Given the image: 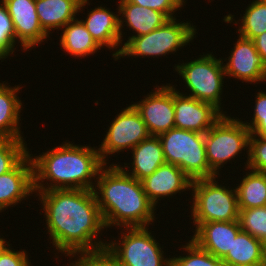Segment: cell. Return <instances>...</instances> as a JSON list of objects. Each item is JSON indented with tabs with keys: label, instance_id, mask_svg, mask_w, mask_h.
<instances>
[{
	"label": "cell",
	"instance_id": "1",
	"mask_svg": "<svg viewBox=\"0 0 266 266\" xmlns=\"http://www.w3.org/2000/svg\"><path fill=\"white\" fill-rule=\"evenodd\" d=\"M38 195L49 235L57 250L74 257L106 247L107 243L94 239L105 225L93 190L53 189L39 191Z\"/></svg>",
	"mask_w": 266,
	"mask_h": 266
},
{
	"label": "cell",
	"instance_id": "30",
	"mask_svg": "<svg viewBox=\"0 0 266 266\" xmlns=\"http://www.w3.org/2000/svg\"><path fill=\"white\" fill-rule=\"evenodd\" d=\"M250 135L247 167L253 171L266 173V136Z\"/></svg>",
	"mask_w": 266,
	"mask_h": 266
},
{
	"label": "cell",
	"instance_id": "22",
	"mask_svg": "<svg viewBox=\"0 0 266 266\" xmlns=\"http://www.w3.org/2000/svg\"><path fill=\"white\" fill-rule=\"evenodd\" d=\"M263 248L264 243L259 239L240 231L222 261L225 266H262Z\"/></svg>",
	"mask_w": 266,
	"mask_h": 266
},
{
	"label": "cell",
	"instance_id": "7",
	"mask_svg": "<svg viewBox=\"0 0 266 266\" xmlns=\"http://www.w3.org/2000/svg\"><path fill=\"white\" fill-rule=\"evenodd\" d=\"M250 134L244 122L225 114L204 134L206 159L216 175L223 163L249 146Z\"/></svg>",
	"mask_w": 266,
	"mask_h": 266
},
{
	"label": "cell",
	"instance_id": "9",
	"mask_svg": "<svg viewBox=\"0 0 266 266\" xmlns=\"http://www.w3.org/2000/svg\"><path fill=\"white\" fill-rule=\"evenodd\" d=\"M146 228H126L129 232L123 233L120 244L106 245L121 266H170V258L164 259L161 247Z\"/></svg>",
	"mask_w": 266,
	"mask_h": 266
},
{
	"label": "cell",
	"instance_id": "29",
	"mask_svg": "<svg viewBox=\"0 0 266 266\" xmlns=\"http://www.w3.org/2000/svg\"><path fill=\"white\" fill-rule=\"evenodd\" d=\"M23 139L0 140V175L12 170L29 152Z\"/></svg>",
	"mask_w": 266,
	"mask_h": 266
},
{
	"label": "cell",
	"instance_id": "26",
	"mask_svg": "<svg viewBox=\"0 0 266 266\" xmlns=\"http://www.w3.org/2000/svg\"><path fill=\"white\" fill-rule=\"evenodd\" d=\"M241 20L238 32L243 38L253 40L266 32V0L253 1Z\"/></svg>",
	"mask_w": 266,
	"mask_h": 266
},
{
	"label": "cell",
	"instance_id": "23",
	"mask_svg": "<svg viewBox=\"0 0 266 266\" xmlns=\"http://www.w3.org/2000/svg\"><path fill=\"white\" fill-rule=\"evenodd\" d=\"M118 10V13L124 16L127 27L136 31L137 34L132 37L150 33L170 20L160 11L144 8L127 0H120Z\"/></svg>",
	"mask_w": 266,
	"mask_h": 266
},
{
	"label": "cell",
	"instance_id": "33",
	"mask_svg": "<svg viewBox=\"0 0 266 266\" xmlns=\"http://www.w3.org/2000/svg\"><path fill=\"white\" fill-rule=\"evenodd\" d=\"M255 103L252 124H244L250 130V135L266 136V92H258Z\"/></svg>",
	"mask_w": 266,
	"mask_h": 266
},
{
	"label": "cell",
	"instance_id": "39",
	"mask_svg": "<svg viewBox=\"0 0 266 266\" xmlns=\"http://www.w3.org/2000/svg\"><path fill=\"white\" fill-rule=\"evenodd\" d=\"M75 263H70V266H80L76 261H74ZM72 264V265H71Z\"/></svg>",
	"mask_w": 266,
	"mask_h": 266
},
{
	"label": "cell",
	"instance_id": "8",
	"mask_svg": "<svg viewBox=\"0 0 266 266\" xmlns=\"http://www.w3.org/2000/svg\"><path fill=\"white\" fill-rule=\"evenodd\" d=\"M222 62V59L207 53L194 61L174 67L192 92L189 96L220 110L223 78L226 75Z\"/></svg>",
	"mask_w": 266,
	"mask_h": 266
},
{
	"label": "cell",
	"instance_id": "40",
	"mask_svg": "<svg viewBox=\"0 0 266 266\" xmlns=\"http://www.w3.org/2000/svg\"><path fill=\"white\" fill-rule=\"evenodd\" d=\"M182 5H185V4H183V3H185L184 2V0H178Z\"/></svg>",
	"mask_w": 266,
	"mask_h": 266
},
{
	"label": "cell",
	"instance_id": "10",
	"mask_svg": "<svg viewBox=\"0 0 266 266\" xmlns=\"http://www.w3.org/2000/svg\"><path fill=\"white\" fill-rule=\"evenodd\" d=\"M149 136L140 113L133 105H130L122 110L111 123L105 139L98 149L100 157L107 164L106 155L123 151L126 148L133 149Z\"/></svg>",
	"mask_w": 266,
	"mask_h": 266
},
{
	"label": "cell",
	"instance_id": "32",
	"mask_svg": "<svg viewBox=\"0 0 266 266\" xmlns=\"http://www.w3.org/2000/svg\"><path fill=\"white\" fill-rule=\"evenodd\" d=\"M80 254L82 257L76 261L80 266H121L107 247Z\"/></svg>",
	"mask_w": 266,
	"mask_h": 266
},
{
	"label": "cell",
	"instance_id": "16",
	"mask_svg": "<svg viewBox=\"0 0 266 266\" xmlns=\"http://www.w3.org/2000/svg\"><path fill=\"white\" fill-rule=\"evenodd\" d=\"M195 229L191 240L219 259H223L231 250L233 239L241 231L238 220L201 223Z\"/></svg>",
	"mask_w": 266,
	"mask_h": 266
},
{
	"label": "cell",
	"instance_id": "13",
	"mask_svg": "<svg viewBox=\"0 0 266 266\" xmlns=\"http://www.w3.org/2000/svg\"><path fill=\"white\" fill-rule=\"evenodd\" d=\"M1 3L12 20L14 42L19 39L23 50L33 48L48 37L39 23L36 0H2Z\"/></svg>",
	"mask_w": 266,
	"mask_h": 266
},
{
	"label": "cell",
	"instance_id": "2",
	"mask_svg": "<svg viewBox=\"0 0 266 266\" xmlns=\"http://www.w3.org/2000/svg\"><path fill=\"white\" fill-rule=\"evenodd\" d=\"M105 167L97 177L100 192L93 190L105 227H148L155 217V205L146 196L142 182L126 174L120 165Z\"/></svg>",
	"mask_w": 266,
	"mask_h": 266
},
{
	"label": "cell",
	"instance_id": "14",
	"mask_svg": "<svg viewBox=\"0 0 266 266\" xmlns=\"http://www.w3.org/2000/svg\"><path fill=\"white\" fill-rule=\"evenodd\" d=\"M228 61L224 65L227 76L250 83L266 81V64L257 52L253 40L239 36Z\"/></svg>",
	"mask_w": 266,
	"mask_h": 266
},
{
	"label": "cell",
	"instance_id": "25",
	"mask_svg": "<svg viewBox=\"0 0 266 266\" xmlns=\"http://www.w3.org/2000/svg\"><path fill=\"white\" fill-rule=\"evenodd\" d=\"M236 187L239 209L266 206V173L251 170Z\"/></svg>",
	"mask_w": 266,
	"mask_h": 266
},
{
	"label": "cell",
	"instance_id": "20",
	"mask_svg": "<svg viewBox=\"0 0 266 266\" xmlns=\"http://www.w3.org/2000/svg\"><path fill=\"white\" fill-rule=\"evenodd\" d=\"M132 172L120 167L126 174L141 181L165 164L162 143L158 136H149L132 149Z\"/></svg>",
	"mask_w": 266,
	"mask_h": 266
},
{
	"label": "cell",
	"instance_id": "35",
	"mask_svg": "<svg viewBox=\"0 0 266 266\" xmlns=\"http://www.w3.org/2000/svg\"><path fill=\"white\" fill-rule=\"evenodd\" d=\"M26 252L13 251L7 246L0 253V266H30Z\"/></svg>",
	"mask_w": 266,
	"mask_h": 266
},
{
	"label": "cell",
	"instance_id": "21",
	"mask_svg": "<svg viewBox=\"0 0 266 266\" xmlns=\"http://www.w3.org/2000/svg\"><path fill=\"white\" fill-rule=\"evenodd\" d=\"M19 89L20 86L9 87L0 83V140L23 138L18 127L22 109L21 100L17 97Z\"/></svg>",
	"mask_w": 266,
	"mask_h": 266
},
{
	"label": "cell",
	"instance_id": "5",
	"mask_svg": "<svg viewBox=\"0 0 266 266\" xmlns=\"http://www.w3.org/2000/svg\"><path fill=\"white\" fill-rule=\"evenodd\" d=\"M216 177L192 181V216L196 228L201 223L236 221L239 218L236 188L226 189L218 185ZM215 181V182H214Z\"/></svg>",
	"mask_w": 266,
	"mask_h": 266
},
{
	"label": "cell",
	"instance_id": "31",
	"mask_svg": "<svg viewBox=\"0 0 266 266\" xmlns=\"http://www.w3.org/2000/svg\"><path fill=\"white\" fill-rule=\"evenodd\" d=\"M15 45L12 20L7 9L0 4V60L13 54Z\"/></svg>",
	"mask_w": 266,
	"mask_h": 266
},
{
	"label": "cell",
	"instance_id": "4",
	"mask_svg": "<svg viewBox=\"0 0 266 266\" xmlns=\"http://www.w3.org/2000/svg\"><path fill=\"white\" fill-rule=\"evenodd\" d=\"M158 137L165 162L178 166L191 180L217 177L206 159L204 134L174 127Z\"/></svg>",
	"mask_w": 266,
	"mask_h": 266
},
{
	"label": "cell",
	"instance_id": "6",
	"mask_svg": "<svg viewBox=\"0 0 266 266\" xmlns=\"http://www.w3.org/2000/svg\"><path fill=\"white\" fill-rule=\"evenodd\" d=\"M190 23L168 20L163 26L137 37H129L127 42L117 50L114 59L123 56H159L176 52V49L189 43L196 34Z\"/></svg>",
	"mask_w": 266,
	"mask_h": 266
},
{
	"label": "cell",
	"instance_id": "12",
	"mask_svg": "<svg viewBox=\"0 0 266 266\" xmlns=\"http://www.w3.org/2000/svg\"><path fill=\"white\" fill-rule=\"evenodd\" d=\"M175 127L205 134L223 113L214 105L179 93L174 88Z\"/></svg>",
	"mask_w": 266,
	"mask_h": 266
},
{
	"label": "cell",
	"instance_id": "3",
	"mask_svg": "<svg viewBox=\"0 0 266 266\" xmlns=\"http://www.w3.org/2000/svg\"><path fill=\"white\" fill-rule=\"evenodd\" d=\"M89 147L66 142L36 158L31 157L34 190L37 192L53 189H96L91 179H97L95 176H98L106 164L102 161L99 151ZM45 179L52 181L46 188L42 183Z\"/></svg>",
	"mask_w": 266,
	"mask_h": 266
},
{
	"label": "cell",
	"instance_id": "18",
	"mask_svg": "<svg viewBox=\"0 0 266 266\" xmlns=\"http://www.w3.org/2000/svg\"><path fill=\"white\" fill-rule=\"evenodd\" d=\"M118 16L100 6L90 11L86 20L82 22L101 48L105 45L112 49L122 42L121 29L124 26H122V19Z\"/></svg>",
	"mask_w": 266,
	"mask_h": 266
},
{
	"label": "cell",
	"instance_id": "11",
	"mask_svg": "<svg viewBox=\"0 0 266 266\" xmlns=\"http://www.w3.org/2000/svg\"><path fill=\"white\" fill-rule=\"evenodd\" d=\"M132 105L140 113L150 136H159L175 127L173 86H156V91Z\"/></svg>",
	"mask_w": 266,
	"mask_h": 266
},
{
	"label": "cell",
	"instance_id": "38",
	"mask_svg": "<svg viewBox=\"0 0 266 266\" xmlns=\"http://www.w3.org/2000/svg\"><path fill=\"white\" fill-rule=\"evenodd\" d=\"M5 239L0 238V253L2 252V250L6 247L5 245Z\"/></svg>",
	"mask_w": 266,
	"mask_h": 266
},
{
	"label": "cell",
	"instance_id": "28",
	"mask_svg": "<svg viewBox=\"0 0 266 266\" xmlns=\"http://www.w3.org/2000/svg\"><path fill=\"white\" fill-rule=\"evenodd\" d=\"M183 249L189 255L170 258V266H225L222 259L202 249L193 240H190Z\"/></svg>",
	"mask_w": 266,
	"mask_h": 266
},
{
	"label": "cell",
	"instance_id": "34",
	"mask_svg": "<svg viewBox=\"0 0 266 266\" xmlns=\"http://www.w3.org/2000/svg\"><path fill=\"white\" fill-rule=\"evenodd\" d=\"M130 3L144 8L154 9L164 13L169 19H173V13L183 5L178 0H127Z\"/></svg>",
	"mask_w": 266,
	"mask_h": 266
},
{
	"label": "cell",
	"instance_id": "24",
	"mask_svg": "<svg viewBox=\"0 0 266 266\" xmlns=\"http://www.w3.org/2000/svg\"><path fill=\"white\" fill-rule=\"evenodd\" d=\"M63 28L65 29L60 39V45L67 53L84 58L101 48L92 38L82 20L76 18Z\"/></svg>",
	"mask_w": 266,
	"mask_h": 266
},
{
	"label": "cell",
	"instance_id": "37",
	"mask_svg": "<svg viewBox=\"0 0 266 266\" xmlns=\"http://www.w3.org/2000/svg\"><path fill=\"white\" fill-rule=\"evenodd\" d=\"M262 266H266V242H264V248H263V264Z\"/></svg>",
	"mask_w": 266,
	"mask_h": 266
},
{
	"label": "cell",
	"instance_id": "27",
	"mask_svg": "<svg viewBox=\"0 0 266 266\" xmlns=\"http://www.w3.org/2000/svg\"><path fill=\"white\" fill-rule=\"evenodd\" d=\"M238 221L241 231L266 242V206L239 209Z\"/></svg>",
	"mask_w": 266,
	"mask_h": 266
},
{
	"label": "cell",
	"instance_id": "19",
	"mask_svg": "<svg viewBox=\"0 0 266 266\" xmlns=\"http://www.w3.org/2000/svg\"><path fill=\"white\" fill-rule=\"evenodd\" d=\"M87 2L88 0H36L39 23L43 30L50 34L53 28H63L76 19L75 14L86 6Z\"/></svg>",
	"mask_w": 266,
	"mask_h": 266
},
{
	"label": "cell",
	"instance_id": "15",
	"mask_svg": "<svg viewBox=\"0 0 266 266\" xmlns=\"http://www.w3.org/2000/svg\"><path fill=\"white\" fill-rule=\"evenodd\" d=\"M34 191L33 162L28 153L12 170L0 175V212Z\"/></svg>",
	"mask_w": 266,
	"mask_h": 266
},
{
	"label": "cell",
	"instance_id": "36",
	"mask_svg": "<svg viewBox=\"0 0 266 266\" xmlns=\"http://www.w3.org/2000/svg\"><path fill=\"white\" fill-rule=\"evenodd\" d=\"M253 42L255 44V48L257 49V52L261 55L263 61L266 64V32H264L261 35L256 36L253 39Z\"/></svg>",
	"mask_w": 266,
	"mask_h": 266
},
{
	"label": "cell",
	"instance_id": "17",
	"mask_svg": "<svg viewBox=\"0 0 266 266\" xmlns=\"http://www.w3.org/2000/svg\"><path fill=\"white\" fill-rule=\"evenodd\" d=\"M192 181L178 166L169 163L141 180L146 196L155 206L160 197L190 189Z\"/></svg>",
	"mask_w": 266,
	"mask_h": 266
}]
</instances>
